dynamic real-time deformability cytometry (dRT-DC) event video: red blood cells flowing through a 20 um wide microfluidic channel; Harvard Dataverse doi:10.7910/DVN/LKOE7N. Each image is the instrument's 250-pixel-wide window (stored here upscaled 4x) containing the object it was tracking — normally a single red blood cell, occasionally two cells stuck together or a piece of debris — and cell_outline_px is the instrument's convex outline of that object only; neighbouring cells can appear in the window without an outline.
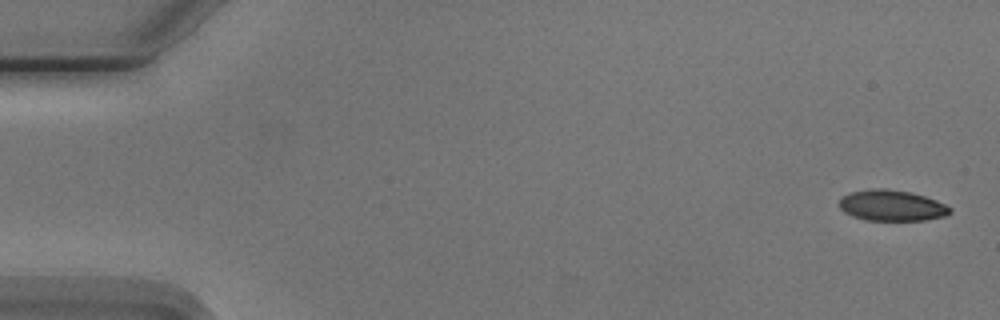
{"species": "Egyptian fruit bat (a non-hibernating species)", "species_latin": "Rousettus aegyptiacus", "temperature_condition": "cold", "stored_images_in_passage": 5, "camera_frame_rate_fps": 3000, "um_per_image_px": 0.085, "animal": {"sex": "male"}, "frame": {"image": 1, "passage_image": 1, "time_ms": 0.0, "image_size_px": [1000, 320], "cell_outline_px": [[952, 212], [948, 216], [924, 220], [864, 220], [852, 216], [844, 212], [840, 208], [840, 200], [844, 196], [852, 192], [872, 188], [884, 188], [908, 192], [924, 196], [936, 200], [952, 208]], "centroid_in_image_um": [75.83, 17.48], "position_along_channel_um": 9.2, "area_um2": 19.88}}
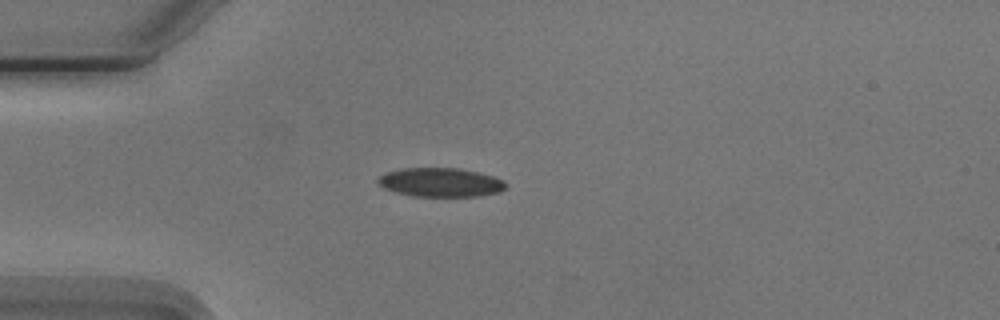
{"frame": {"image": 2, "passage_image": 5, "time_ms": 4.333, "image_size_px": [1000, 320], "cell_outline_px": [[504, 188], [500, 192], [480, 196], [412, 196], [396, 192], [384, 188], [376, 180], [380, 176], [388, 172], [400, 168], [460, 168], [480, 172], [504, 180]], "centroid_in_image_um": [37.45, 15.49], "position_along_channel_um": 47.6, "area_um2": 21.5}}